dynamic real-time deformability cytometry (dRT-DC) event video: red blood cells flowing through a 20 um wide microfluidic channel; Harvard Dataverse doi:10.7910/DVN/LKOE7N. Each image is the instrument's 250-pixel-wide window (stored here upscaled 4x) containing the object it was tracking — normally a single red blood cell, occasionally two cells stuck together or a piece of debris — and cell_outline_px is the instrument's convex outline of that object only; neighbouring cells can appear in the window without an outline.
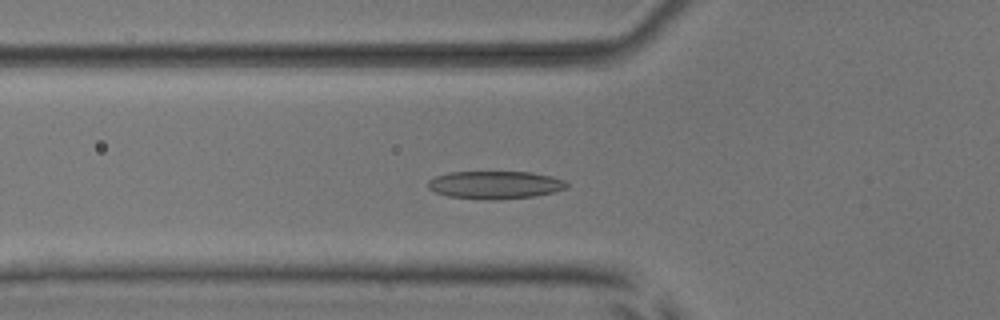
{"species": "common noctule bat (a hibernating species)", "species_latin": "Nyctalus noctula", "temperature_condition": "room temperature", "stored_images_in_passage": 42, "camera_frame_rate_fps": 3000, "um_per_image_px": 0.085, "animal": {"sex": "male", "body_mass_g": 17.9, "forearm_length_mm": 54.2}, "frame": {"image": 1, "passage_image": 8, "time_ms": 2.333, "image_size_px": [1000, 320], "cell_outline_px": [[568, 184], [564, 188], [552, 192], [536, 196], [492, 200], [488, 200], [448, 196], [436, 192], [428, 188], [428, 180], [436, 176], [448, 172], [532, 172], [552, 176], [564, 180]], "centroid_in_image_um": [42.06, 15.71], "position_along_channel_um": 83.7, "area_um2": 22.43}}
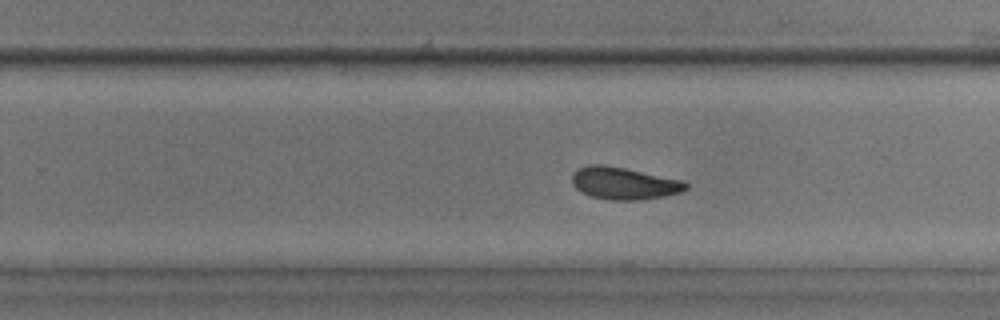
{"frame": {"image": 2, "passage_image": 23, "time_ms": 7.333, "image_size_px": [1000, 320], "cell_outline_px": [[688, 188], [680, 192], [664, 196], [636, 200], [608, 200], [592, 196], [580, 192], [572, 184], [572, 172], [588, 164], [604, 164], [684, 180], [688, 184]], "centroid_in_image_um": [53.02, 15.57], "position_along_channel_um": 276.8, "area_um2": 21.44}}
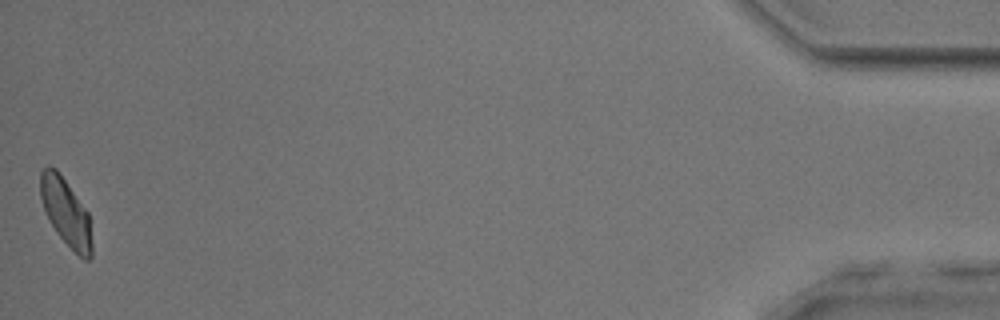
{"frame": {"image": 3, "passage_image": 42, "time_ms": 13.667, "image_size_px": [1000, 320], "cell_outline_px": [[92, 256], [88, 260], [84, 260], [56, 232], [44, 208], [40, 196], [40, 172], [48, 164], [56, 168], [88, 212], [92, 244]], "centroid_in_image_um": [5.6, 18.01], "position_along_channel_um": 429.6, "area_um2": 19.83}, "authors_computed_cell_mechanics": {"area_um2": 21.4438, "velocity_mm_per_s": 3.8731, "shape_relaxation_time_tau1_ms": 3.1215, "shape_relaxation_time_tau2_ms": 2.4829, "deformation_change_tau1": 0.1136, "deformation_change_tau2": 0.0774}}